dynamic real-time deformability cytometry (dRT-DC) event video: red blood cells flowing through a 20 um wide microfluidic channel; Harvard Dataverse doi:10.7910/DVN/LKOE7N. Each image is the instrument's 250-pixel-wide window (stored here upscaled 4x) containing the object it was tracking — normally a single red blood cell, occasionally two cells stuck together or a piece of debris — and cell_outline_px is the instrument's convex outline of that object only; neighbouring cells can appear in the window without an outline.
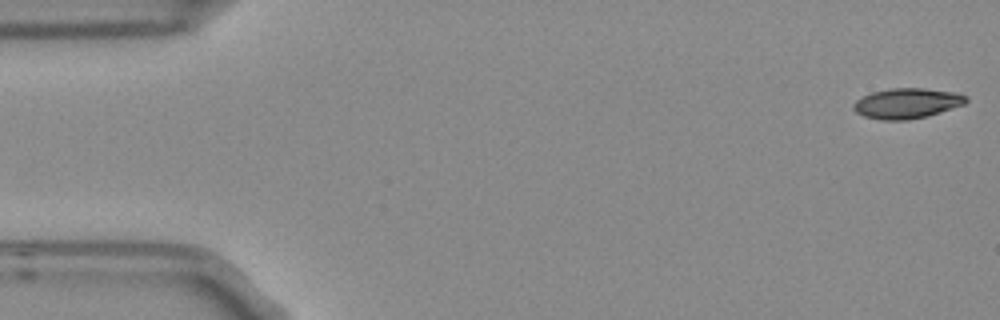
{"species": "Egyptian fruit bat (a non-hibernating species)", "species_latin": "Rousettus aegyptiacus", "temperature_condition": "room temperature", "stored_images_in_passage": 5, "camera_frame_rate_fps": 3000, "um_per_image_px": 0.085, "frame": {"image": 1, "passage_image": 1, "time_ms": 0.0, "image_size_px": [1000, 320], "cell_outline_px": [[968, 100], [964, 104], [928, 116], [908, 120], [880, 120], [864, 116], [856, 112], [852, 108], [852, 104], [856, 100], [872, 92], [892, 88], [924, 88], [960, 92], [968, 96]], "centroid_in_image_um": [77.12, 8.78], "position_along_channel_um": 7.9, "area_um2": 20.06}}
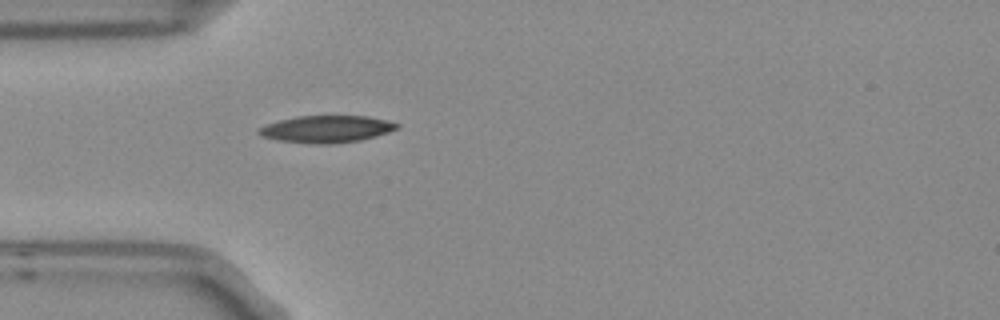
{"frame": {"image": 2, "passage_image": 5, "time_ms": 1.333, "image_size_px": [1000, 320], "cell_outline_px": [[400, 128], [388, 132], [360, 140], [328, 144], [320, 144], [280, 140], [260, 136], [256, 132], [260, 128], [268, 124], [280, 120], [296, 116], [368, 116], [388, 120], [400, 124]], "centroid_in_image_um": [27.79, 10.96], "position_along_channel_um": 57.2, "area_um2": 21.56}}